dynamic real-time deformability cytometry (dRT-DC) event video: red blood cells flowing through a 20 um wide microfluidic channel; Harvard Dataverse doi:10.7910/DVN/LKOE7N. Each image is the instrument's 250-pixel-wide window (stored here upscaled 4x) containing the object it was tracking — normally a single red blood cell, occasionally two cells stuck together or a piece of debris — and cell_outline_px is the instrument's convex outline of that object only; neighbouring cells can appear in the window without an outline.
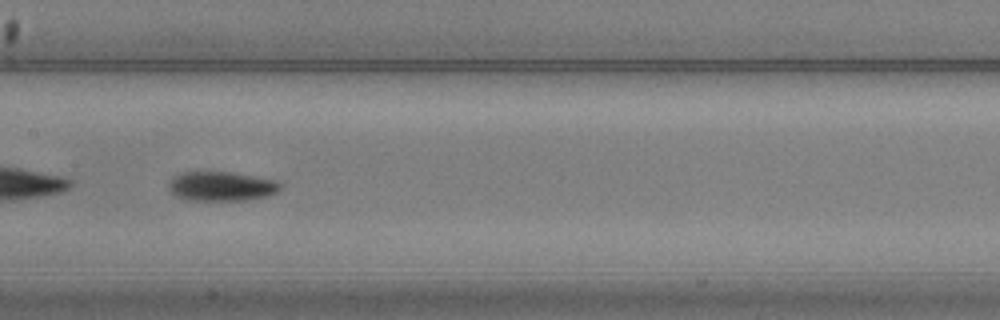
{"species": "common noctule bat (a hibernating species)", "species_latin": "Nyctalus noctula", "temperature_condition": "warm", "stored_images_in_passage": 39, "camera_frame_rate_fps": 3000, "um_per_image_px": 0.085, "animal": {"sex": "male", "body_mass_g": 20.5, "forearm_length_mm": 52.5}, "frame": {"image": 1, "passage_image": 27, "time_ms": 8.667, "image_size_px": [1000, 320], "cell_outline_px": [[280, 188], [276, 192], [268, 196], [244, 200], [184, 200], [176, 196], [168, 188], [168, 184], [172, 176], [180, 172], [232, 172], [276, 180], [280, 184]], "centroid_in_image_um": [18.77, 15.83], "position_along_channel_um": 188.6, "area_um2": 19.19}}
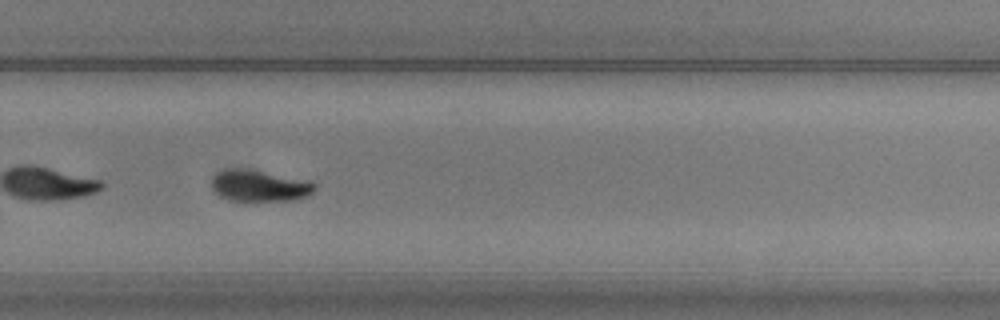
{"frame": {"image": 2, "passage_image": 37, "time_ms": 12.0, "image_size_px": [1000, 320], "cell_outline_px": [[316, 188], [308, 196], [296, 200], [228, 200], [220, 196], [212, 188], [212, 176], [216, 172], [224, 168], [248, 168], [308, 180], [316, 184]], "centroid_in_image_um": [22.04, 15.76], "position_along_channel_um": 307.8, "area_um2": 19.13}}